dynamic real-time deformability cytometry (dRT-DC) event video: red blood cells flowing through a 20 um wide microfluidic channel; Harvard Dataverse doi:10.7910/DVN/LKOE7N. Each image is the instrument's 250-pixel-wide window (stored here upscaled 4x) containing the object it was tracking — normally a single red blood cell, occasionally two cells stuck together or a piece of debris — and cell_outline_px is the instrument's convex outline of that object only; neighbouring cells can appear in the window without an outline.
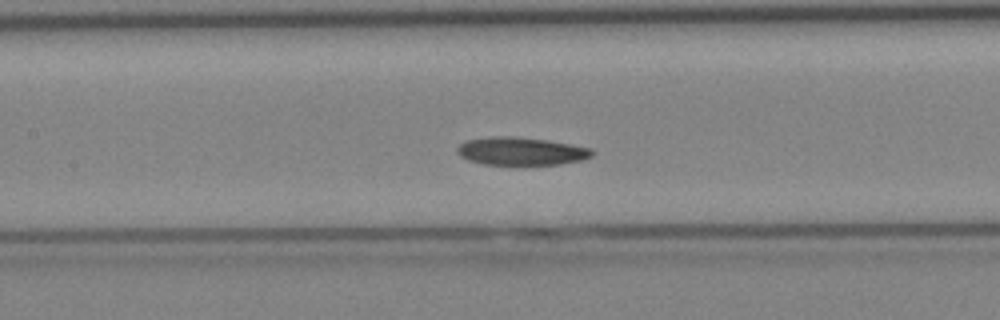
{"species": "Egyptian fruit bat (a non-hibernating species)", "species_latin": "Rousettus aegyptiacus", "temperature_condition": "cold", "stored_images_in_passage": 41, "camera_frame_rate_fps": 3000, "um_per_image_px": 0.085, "animal": {"sex": "female"}, "frame": {"image": 1, "passage_image": 18, "time_ms": 5.667, "image_size_px": [1000, 320], "cell_outline_px": [[592, 156], [584, 160], [560, 164], [484, 164], [468, 160], [460, 156], [456, 152], [456, 148], [464, 140], [492, 136], [516, 136], [548, 140], [592, 148]], "centroid_in_image_um": [44.27, 12.84], "position_along_channel_um": 163.1, "area_um2": 22.08}}